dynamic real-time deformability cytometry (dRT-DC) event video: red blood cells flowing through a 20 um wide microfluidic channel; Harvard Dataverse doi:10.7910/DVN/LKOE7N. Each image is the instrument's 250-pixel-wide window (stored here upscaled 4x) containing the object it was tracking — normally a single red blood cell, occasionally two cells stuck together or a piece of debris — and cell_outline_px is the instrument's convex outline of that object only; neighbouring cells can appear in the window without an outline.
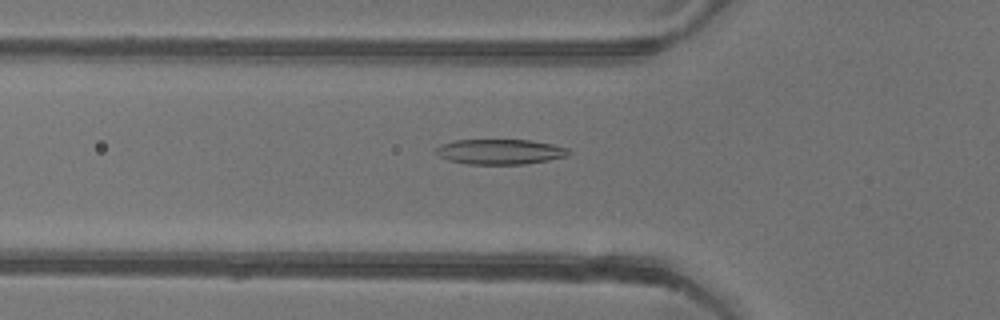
{"species": "common noctule bat (a hibernating species)", "species_latin": "Nyctalus noctula", "temperature_condition": "warm", "stored_images_in_passage": 48, "camera_frame_rate_fps": 3000, "um_per_image_px": 0.085, "animal": {"sex": "female"}, "frame": {"image": 1, "passage_image": 14, "time_ms": 4.333, "image_size_px": [1000, 320], "cell_outline_px": [[572, 152], [568, 156], [548, 160], [524, 164], [468, 164], [448, 160], [440, 156], [436, 152], [436, 148], [440, 144], [456, 140], [528, 140], [552, 144], [568, 148]], "centroid_in_image_um": [42.52, 12.9], "position_along_channel_um": 83.3, "area_um2": 19.42}}
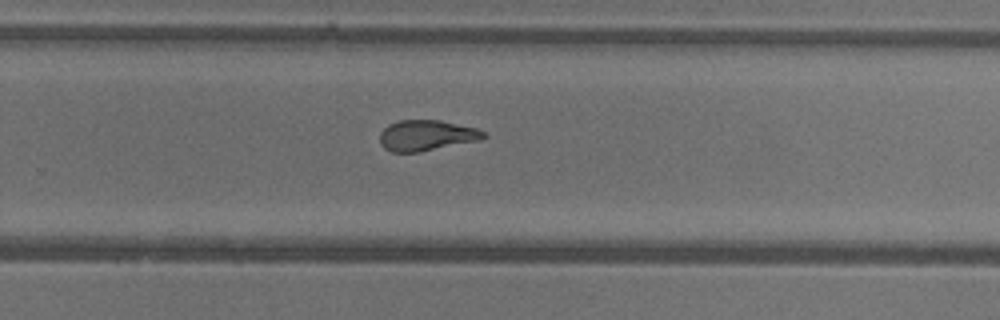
{"frame": {"image": 2, "passage_image": 30, "time_ms": 9.667, "image_size_px": [1000, 320], "cell_outline_px": [[488, 136], [480, 140], [420, 152], [392, 152], [384, 148], [380, 144], [380, 132], [388, 124], [400, 120], [440, 120], [476, 128], [484, 132]], "centroid_in_image_um": [36.24, 11.51], "position_along_channel_um": 293.6, "area_um2": 18.61}}
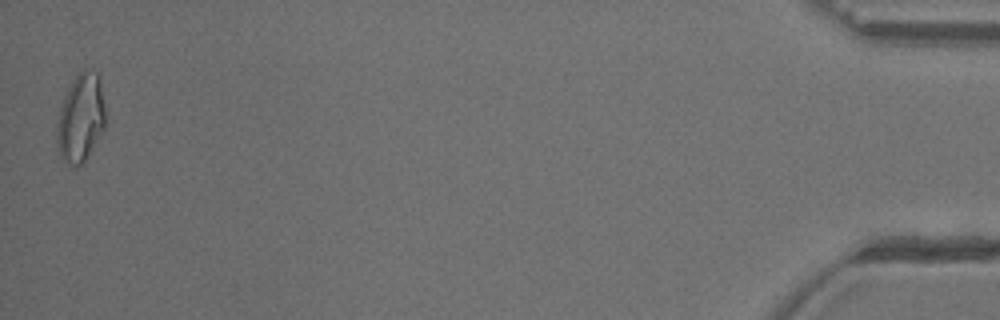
{"frame": {"image": 3, "passage_image": 48, "time_ms": 15.667, "image_size_px": [1000, 320], "cell_outline_px": [[104, 128], [84, 160], [80, 164], [68, 168], [56, 148], [56, 128], [60, 108], [64, 96], [76, 72], [84, 68], [96, 72], [100, 80], [104, 104]], "centroid_in_image_um": [6.82, 10.01], "position_along_channel_um": 428.4, "area_um2": 24.97}, "authors_computed_cell_mechanics": {"area_um2": 19.8832, "velocity_mm_per_s": 3.9329, "shape_relaxation_time_tau1_ms": 10.1671, "shape_relaxation_time_tau2_ms": 2.7946, "deformation_change_tau1": 0.3047, "deformation_change_tau2": 0.0888}}